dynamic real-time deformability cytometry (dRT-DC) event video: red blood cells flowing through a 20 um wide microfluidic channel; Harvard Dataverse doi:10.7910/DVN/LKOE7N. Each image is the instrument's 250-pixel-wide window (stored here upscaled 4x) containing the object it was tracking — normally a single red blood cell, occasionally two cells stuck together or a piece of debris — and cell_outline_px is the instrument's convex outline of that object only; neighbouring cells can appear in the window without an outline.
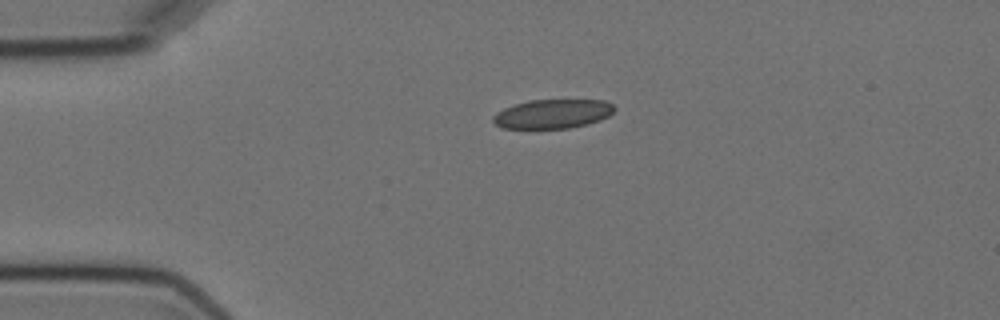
{"species": "Egyptian fruit bat (a non-hibernating species)", "species_latin": "Rousettus aegyptiacus", "temperature_condition": "cold", "stored_images_in_passage": 2, "camera_frame_rate_fps": 3000, "um_per_image_px": 0.085, "animal": {"sex": "female"}, "frame": {"image": 1, "passage_image": 1, "time_ms": 0.0, "image_size_px": [1000, 320], "cell_outline_px": [[616, 108], [608, 116], [600, 120], [568, 128], [500, 128], [492, 120], [492, 116], [496, 112], [512, 104], [528, 100], [604, 100], [612, 104]], "centroid_in_image_um": [46.93, 9.67], "position_along_channel_um": 38.1, "area_um2": 20.58}}